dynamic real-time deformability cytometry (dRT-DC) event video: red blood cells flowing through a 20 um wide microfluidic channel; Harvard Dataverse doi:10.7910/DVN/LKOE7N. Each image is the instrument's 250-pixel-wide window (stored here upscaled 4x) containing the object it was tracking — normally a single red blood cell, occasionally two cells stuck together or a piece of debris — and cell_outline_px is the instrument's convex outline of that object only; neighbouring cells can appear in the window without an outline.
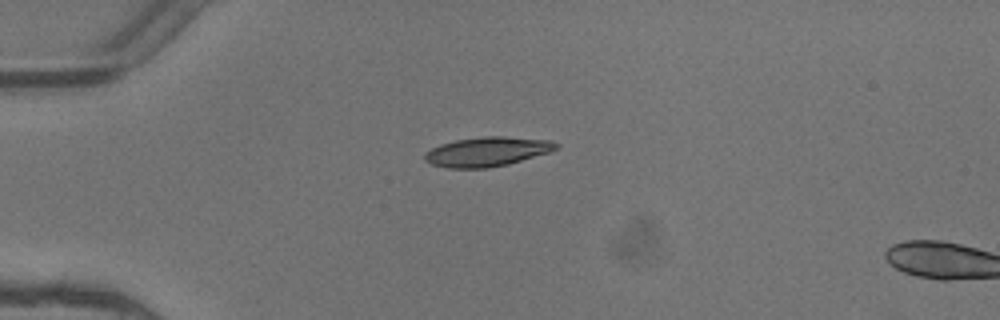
{"species": "common noctule bat (a hibernating species)", "species_latin": "Nyctalus noctula", "temperature_condition": "warm", "stored_images_in_passage": 2, "segment_of_instrument_passage": [1, 2], "camera_frame_rate_fps": 3000, "um_per_image_px": 0.085, "animal": {"sex": "female"}, "frame": {"image": 1, "passage_image": 1, "time_ms": 0.0, "image_size_px": [1000, 320], "cell_outline_px": [[560, 144], [556, 148], [548, 152], [508, 164], [488, 168], [448, 168], [432, 164], [424, 160], [424, 152], [440, 144], [456, 140], [484, 136], [504, 136], [548, 140]], "centroid_in_image_um": [41.36, 12.89], "position_along_channel_um": 43.6, "area_um2": 22.37}}